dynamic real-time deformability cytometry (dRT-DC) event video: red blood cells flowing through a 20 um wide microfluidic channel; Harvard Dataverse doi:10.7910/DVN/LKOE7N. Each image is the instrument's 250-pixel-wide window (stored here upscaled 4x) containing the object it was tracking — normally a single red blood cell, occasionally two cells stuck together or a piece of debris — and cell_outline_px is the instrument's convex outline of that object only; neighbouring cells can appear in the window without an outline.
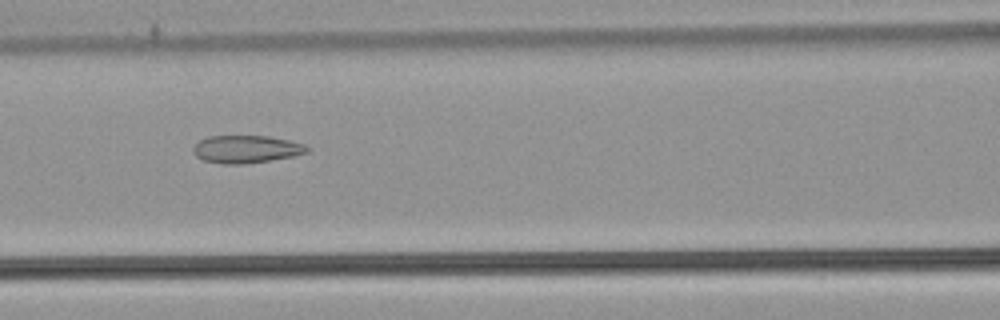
{"species": "common noctule bat (a hibernating species)", "species_latin": "Nyctalus noctula", "temperature_condition": "warm", "stored_images_in_passage": 53, "camera_frame_rate_fps": 3000, "um_per_image_px": 0.085, "animal": {"sex": "male", "body_mass_g": 21.5, "forearm_length_mm": 52.0}, "frame": {"image": 1, "passage_image": 24, "time_ms": 7.667, "image_size_px": [1000, 320], "cell_outline_px": [[312, 148], [308, 152], [292, 156], [244, 164], [224, 164], [204, 160], [196, 156], [192, 152], [192, 148], [200, 140], [208, 136], [268, 136], [288, 140], [304, 144]], "centroid_in_image_um": [20.93, 12.67], "position_along_channel_um": 145.7, "area_um2": 18.26}}
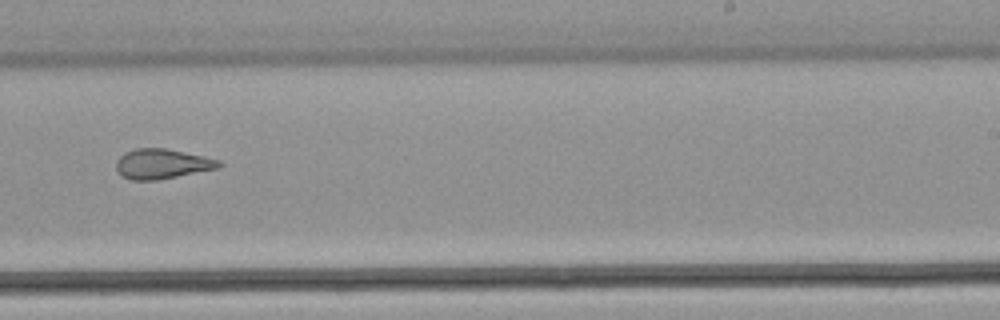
{"frame": {"image": 2, "passage_image": 34, "time_ms": 11.0, "image_size_px": [1000, 320], "cell_outline_px": [[224, 164], [220, 168], [156, 180], [132, 180], [124, 176], [116, 168], [116, 160], [124, 152], [136, 148], [164, 148], [204, 156], [220, 160]], "centroid_in_image_um": [13.8, 13.92], "position_along_channel_um": 275.2, "area_um2": 17.86}}
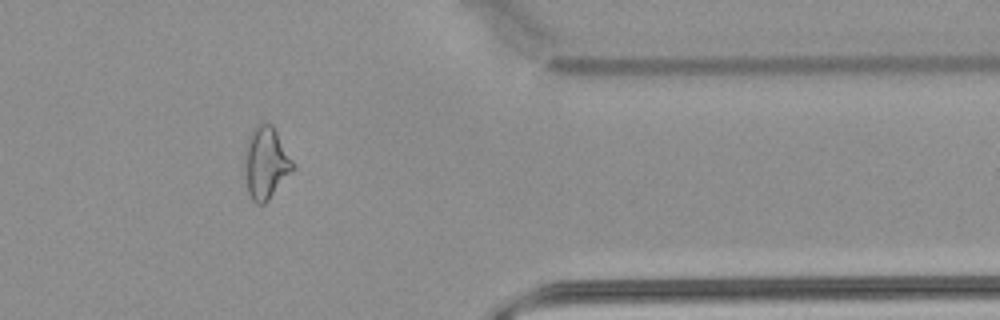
{"frame": {"image": 3, "passage_image": 44, "time_ms": 14.333, "image_size_px": [1000, 320], "cell_outline_px": [[296, 168], [268, 200], [264, 204], [256, 204], [252, 200], [248, 192], [244, 160], [244, 148], [248, 136], [252, 128], [260, 120], [272, 124], [292, 160]], "centroid_in_image_um": [22.58, 13.81], "position_along_channel_um": 388.8, "area_um2": 20.52}, "authors_computed_cell_mechanics": {"area_um2": 21.3282, "velocity_mm_per_s": 3.9007, "shape_relaxation_time_tau1_ms": null, "shape_relaxation_time_tau2_ms": 2.1798, "deformation_change_tau1": null, "deformation_change_tau2": 0.1126}}